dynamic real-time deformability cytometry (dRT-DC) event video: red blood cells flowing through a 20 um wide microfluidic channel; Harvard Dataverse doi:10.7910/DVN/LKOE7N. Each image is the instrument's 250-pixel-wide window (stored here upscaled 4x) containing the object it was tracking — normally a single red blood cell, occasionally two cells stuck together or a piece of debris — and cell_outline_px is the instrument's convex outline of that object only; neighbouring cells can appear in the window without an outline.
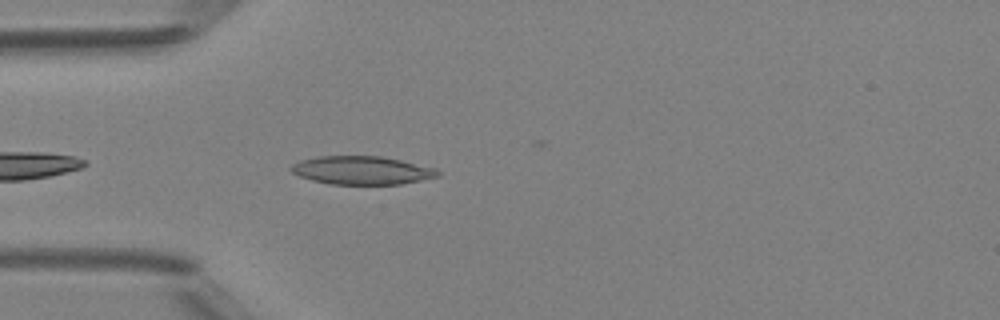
{"species": "Egyptian fruit bat (a non-hibernating species)", "species_latin": "Rousettus aegyptiacus", "temperature_condition": "room temperature", "stored_images_in_passage": 13, "camera_frame_rate_fps": 3000, "um_per_image_px": 0.085, "animal": {"sex": "female"}, "frame": {"image": 1, "passage_image": 3, "time_ms": 0.667, "image_size_px": [1000, 320], "cell_outline_px": [[440, 176], [400, 184], [332, 184], [312, 180], [300, 176], [292, 172], [288, 168], [292, 164], [300, 160], [316, 156], [380, 156], [400, 160], [436, 168], [440, 172]], "centroid_in_image_um": [30.74, 14.47], "position_along_channel_um": 54.3, "area_um2": 24.16}}